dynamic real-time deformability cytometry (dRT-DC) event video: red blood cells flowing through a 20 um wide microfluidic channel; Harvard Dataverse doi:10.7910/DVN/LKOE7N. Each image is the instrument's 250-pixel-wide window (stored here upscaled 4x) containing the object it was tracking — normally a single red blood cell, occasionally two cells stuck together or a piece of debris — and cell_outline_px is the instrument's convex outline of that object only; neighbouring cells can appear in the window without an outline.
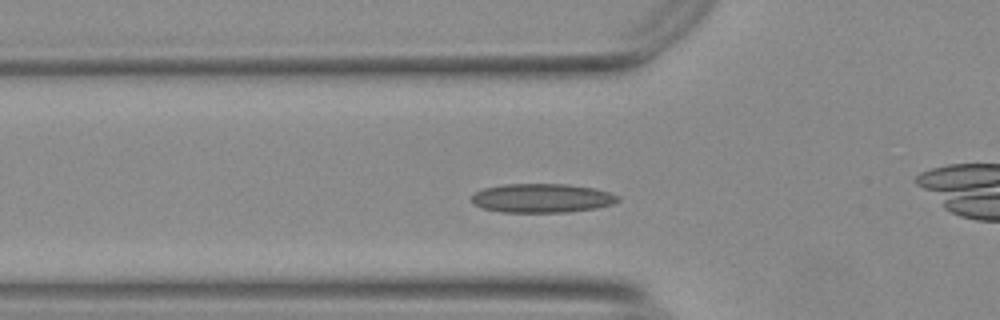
{"species": "Egyptian fruit bat (a non-hibernating species)", "species_latin": "Rousettus aegyptiacus", "temperature_condition": "warm", "stored_images_in_passage": 47, "camera_frame_rate_fps": 3000, "um_per_image_px": 0.085, "animal": {"sex": "female"}, "frame": {"image": 1, "passage_image": 10, "time_ms": 3.0, "image_size_px": [1000, 320], "cell_outline_px": [[620, 200], [612, 204], [596, 208], [568, 212], [500, 212], [484, 208], [472, 204], [472, 196], [476, 192], [484, 188], [504, 184], [564, 184], [596, 188], [620, 196]], "centroid_in_image_um": [46.08, 16.84], "position_along_channel_um": 79.7, "area_um2": 24.74}}
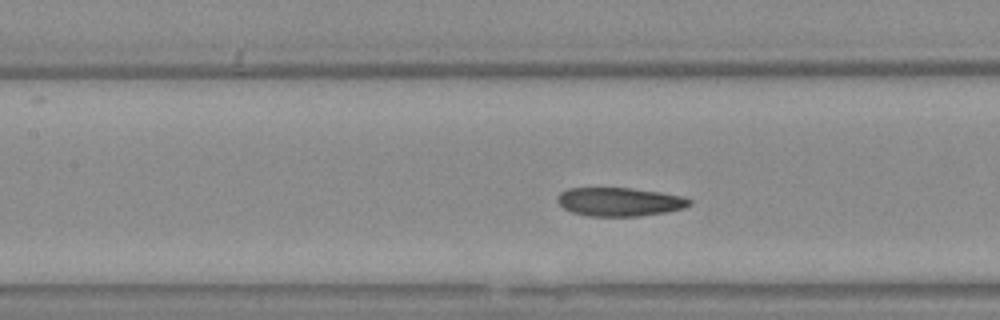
{"frame": {"image": 2, "passage_image": 16, "time_ms": 5.0, "image_size_px": [1000, 320], "cell_outline_px": [[692, 204], [684, 208], [668, 212], [640, 216], [588, 216], [572, 212], [564, 208], [556, 200], [560, 192], [568, 188], [628, 188], [660, 192], [684, 196], [692, 200]], "centroid_in_image_um": [52.69, 17.16], "position_along_channel_um": 154.7, "area_um2": 22.14}}
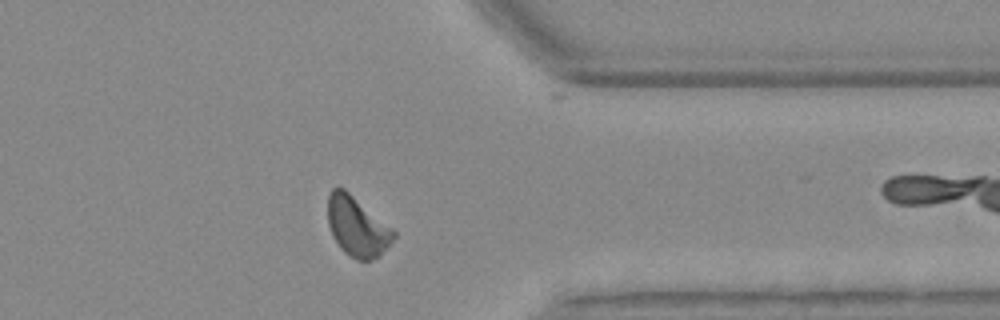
{"frame": {"image": 3, "passage_image": 35, "time_ms": 11.333, "image_size_px": [1000, 320], "cell_outline_px": [[396, 236], [380, 256], [372, 260], [356, 260], [348, 256], [340, 248], [332, 236], [328, 224], [328, 196], [332, 188], [344, 188], [392, 228], [396, 232]], "centroid_in_image_um": [30.35, 19.28], "position_along_channel_um": 381.1, "area_um2": 22.89}, "authors_computed_cell_mechanics": {"area_um2": 22.3686, "velocity_mm_per_s": 3.7202, "shape_relaxation_time_tau1_ms": 7.9566, "shape_relaxation_time_tau2_ms": 3.4956, "deformation_change_tau1": 0.1546, "deformation_change_tau2": 0.0941}}